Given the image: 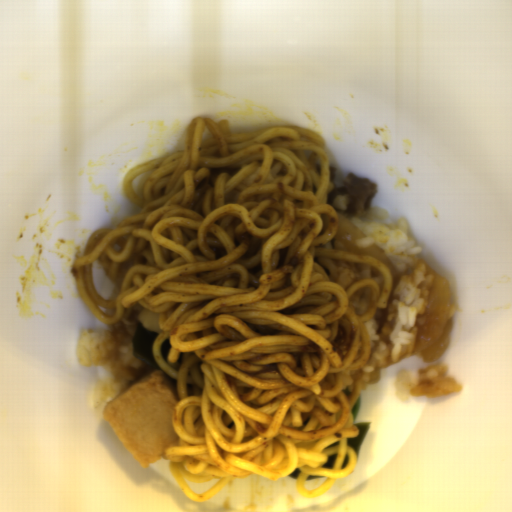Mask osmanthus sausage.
I'll use <instances>...</instances> for the list:
<instances>
[{"label":"osmanthus sausage","instance_id":"osmanthus-sausage-1","mask_svg":"<svg viewBox=\"0 0 512 512\" xmlns=\"http://www.w3.org/2000/svg\"><path fill=\"white\" fill-rule=\"evenodd\" d=\"M159 313H155L152 311H148L146 309H142V311L137 316L138 321L147 329L152 332H156L162 334L164 331H161L158 323Z\"/></svg>","mask_w":512,"mask_h":512}]
</instances>
